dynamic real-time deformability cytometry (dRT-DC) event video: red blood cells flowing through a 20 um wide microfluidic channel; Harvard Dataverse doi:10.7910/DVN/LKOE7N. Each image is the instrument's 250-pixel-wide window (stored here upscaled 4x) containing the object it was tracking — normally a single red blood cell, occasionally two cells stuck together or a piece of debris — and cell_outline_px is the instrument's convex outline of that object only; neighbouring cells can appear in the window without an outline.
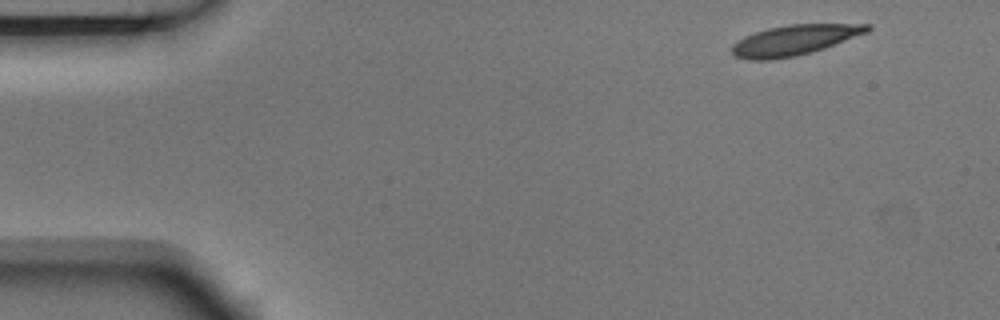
{"species": "Egyptian fruit bat (a non-hibernating species)", "species_latin": "Rousettus aegyptiacus", "temperature_condition": "room temperature", "stored_images_in_passage": 4, "camera_frame_rate_fps": 3000, "um_per_image_px": 0.085, "animal": {"sex": "male"}, "frame": {"image": 1, "passage_image": 1, "time_ms": 0.0, "image_size_px": [1000, 320], "cell_outline_px": [[872, 28], [868, 32], [824, 48], [812, 52], [796, 56], [772, 60], [748, 60], [736, 56], [732, 52], [732, 44], [744, 36], [768, 28], [788, 24], [872, 24]], "centroid_in_image_um": [67.52, 3.41], "position_along_channel_um": 17.5, "area_um2": 23.87}}
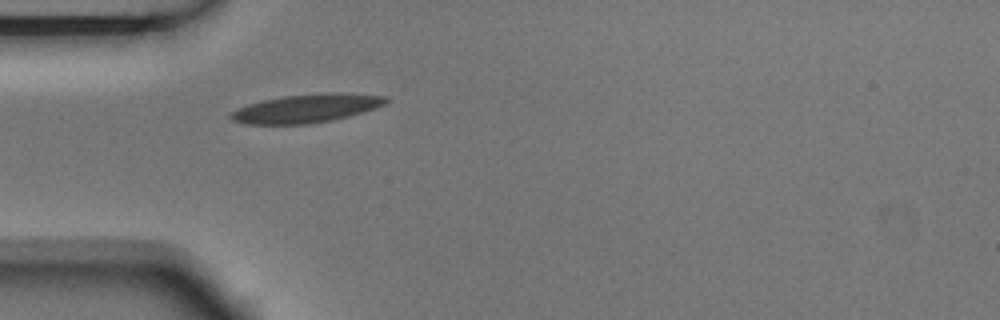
{"frame": {"image": 2, "passage_image": 4, "time_ms": 1.0, "image_size_px": [1000, 320], "cell_outline_px": [[388, 100], [384, 104], [376, 108], [364, 112], [332, 120], [308, 124], [244, 124], [232, 120], [228, 116], [232, 112], [248, 104], [264, 100], [284, 96], [328, 92], [348, 92], [388, 96]], "centroid_in_image_um": [26.1, 9.2], "position_along_channel_um": 58.9, "area_um2": 25.84}}